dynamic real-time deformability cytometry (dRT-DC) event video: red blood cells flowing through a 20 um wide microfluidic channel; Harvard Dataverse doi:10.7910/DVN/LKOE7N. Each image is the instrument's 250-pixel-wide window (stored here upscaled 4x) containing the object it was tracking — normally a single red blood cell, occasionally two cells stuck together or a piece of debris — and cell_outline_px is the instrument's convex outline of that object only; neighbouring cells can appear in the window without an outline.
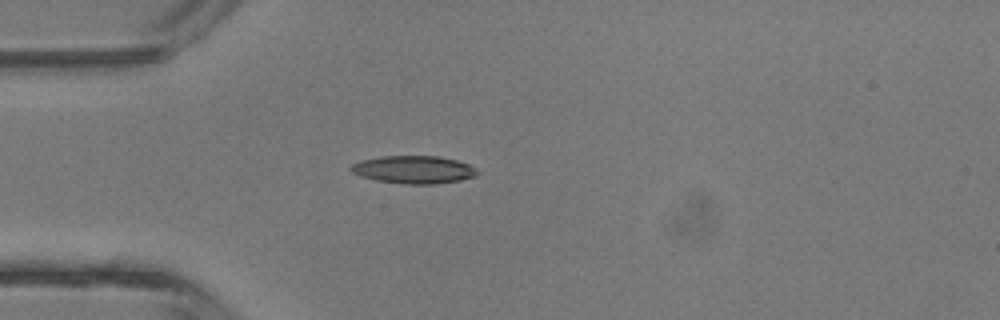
{"species": "common noctule bat (a hibernating species)", "species_latin": "Nyctalus noctula", "temperature_condition": "room temperature", "stored_images_in_passage": 1, "camera_frame_rate_fps": 3000, "um_per_image_px": 0.085, "animal": {"sex": "male", "body_mass_g": 13.3}, "frame": {"image": 1, "passage_image": 1, "time_ms": 0.0, "image_size_px": [1000, 320], "cell_outline_px": [[480, 172], [476, 176], [460, 180], [436, 184], [404, 184], [376, 180], [360, 176], [352, 172], [348, 168], [352, 164], [360, 160], [380, 156], [440, 156], [456, 160], [468, 164], [476, 168]], "centroid_in_image_um": [35.16, 14.41], "position_along_channel_um": 49.8, "area_um2": 20.63}}